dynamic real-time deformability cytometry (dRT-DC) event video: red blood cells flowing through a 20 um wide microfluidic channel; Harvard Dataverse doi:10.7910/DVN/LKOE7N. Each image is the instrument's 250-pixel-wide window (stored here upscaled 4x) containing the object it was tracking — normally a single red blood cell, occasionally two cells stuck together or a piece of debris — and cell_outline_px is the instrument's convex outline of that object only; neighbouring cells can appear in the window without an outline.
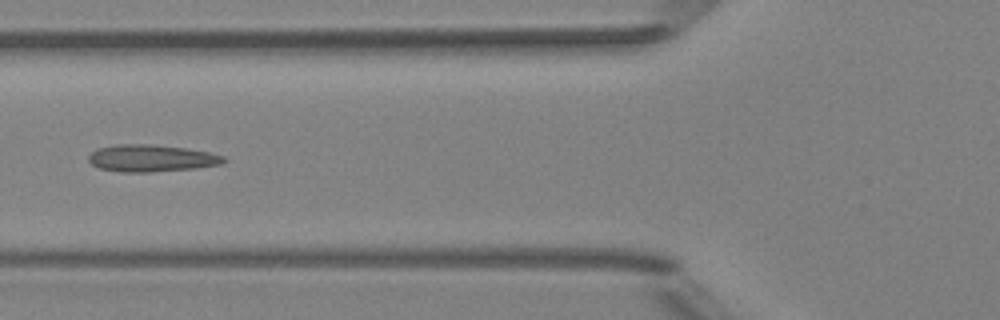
{"species": "Egyptian fruit bat (a non-hibernating species)", "species_latin": "Rousettus aegyptiacus", "temperature_condition": "room temperature", "stored_images_in_passage": 5, "camera_frame_rate_fps": 3000, "um_per_image_px": 0.085, "animal": {"sex": "female"}, "frame": {"image": 1, "passage_image": 5, "time_ms": 1.333, "image_size_px": [1000, 320], "cell_outline_px": [[228, 160], [220, 164], [196, 168], [152, 172], [120, 172], [100, 168], [92, 164], [88, 160], [88, 156], [96, 148], [116, 144], [144, 144], [188, 148], [208, 152], [224, 156]], "centroid_in_image_um": [12.86, 13.45], "position_along_channel_um": 112.9, "area_um2": 21.33}}